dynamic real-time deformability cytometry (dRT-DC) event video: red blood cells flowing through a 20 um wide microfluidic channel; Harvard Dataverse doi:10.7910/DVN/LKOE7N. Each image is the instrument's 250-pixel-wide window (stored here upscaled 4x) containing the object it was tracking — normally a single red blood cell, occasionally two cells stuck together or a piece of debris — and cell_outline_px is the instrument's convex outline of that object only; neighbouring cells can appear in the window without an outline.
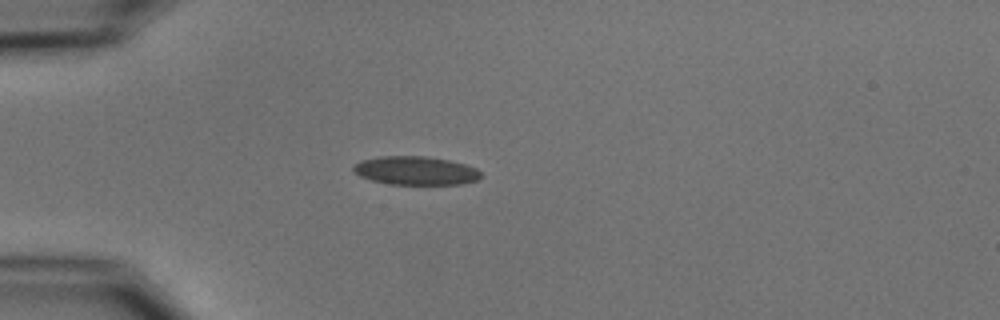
{"species": "common noctule bat (a hibernating species)", "species_latin": "Nyctalus noctula", "temperature_condition": "cold", "stored_images_in_passage": 3, "camera_frame_rate_fps": 3000, "um_per_image_px": 0.085, "animal": {"sex": "male", "body_mass_g": 15.6}, "frame": {"image": 1, "passage_image": 2, "time_ms": 1.333, "image_size_px": [1000, 320], "cell_outline_px": [[484, 176], [476, 180], [460, 184], [392, 184], [372, 180], [360, 176], [352, 168], [352, 164], [360, 160], [380, 156], [424, 156], [448, 160], [464, 164], [476, 168]], "centroid_in_image_um": [35.32, 14.49], "position_along_channel_um": 49.7, "area_um2": 21.15}}